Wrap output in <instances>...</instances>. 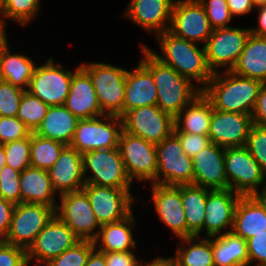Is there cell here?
I'll return each mask as SVG.
<instances>
[{
    "label": "cell",
    "instance_id": "4",
    "mask_svg": "<svg viewBox=\"0 0 266 266\" xmlns=\"http://www.w3.org/2000/svg\"><path fill=\"white\" fill-rule=\"evenodd\" d=\"M80 66L91 78L101 111L122 117L127 70L104 62Z\"/></svg>",
    "mask_w": 266,
    "mask_h": 266
},
{
    "label": "cell",
    "instance_id": "56",
    "mask_svg": "<svg viewBox=\"0 0 266 266\" xmlns=\"http://www.w3.org/2000/svg\"><path fill=\"white\" fill-rule=\"evenodd\" d=\"M261 190L253 193L251 197L261 206V208L266 213V186L264 188H261Z\"/></svg>",
    "mask_w": 266,
    "mask_h": 266
},
{
    "label": "cell",
    "instance_id": "34",
    "mask_svg": "<svg viewBox=\"0 0 266 266\" xmlns=\"http://www.w3.org/2000/svg\"><path fill=\"white\" fill-rule=\"evenodd\" d=\"M214 266H248L246 240L232 232L212 237Z\"/></svg>",
    "mask_w": 266,
    "mask_h": 266
},
{
    "label": "cell",
    "instance_id": "46",
    "mask_svg": "<svg viewBox=\"0 0 266 266\" xmlns=\"http://www.w3.org/2000/svg\"><path fill=\"white\" fill-rule=\"evenodd\" d=\"M173 133L180 140L184 153L191 158L211 144L209 136L206 135L179 132L175 127Z\"/></svg>",
    "mask_w": 266,
    "mask_h": 266
},
{
    "label": "cell",
    "instance_id": "45",
    "mask_svg": "<svg viewBox=\"0 0 266 266\" xmlns=\"http://www.w3.org/2000/svg\"><path fill=\"white\" fill-rule=\"evenodd\" d=\"M31 131L17 117L0 116V144L28 137Z\"/></svg>",
    "mask_w": 266,
    "mask_h": 266
},
{
    "label": "cell",
    "instance_id": "27",
    "mask_svg": "<svg viewBox=\"0 0 266 266\" xmlns=\"http://www.w3.org/2000/svg\"><path fill=\"white\" fill-rule=\"evenodd\" d=\"M21 202L44 204L57 209L58 202L48 170L32 166L20 174Z\"/></svg>",
    "mask_w": 266,
    "mask_h": 266
},
{
    "label": "cell",
    "instance_id": "9",
    "mask_svg": "<svg viewBox=\"0 0 266 266\" xmlns=\"http://www.w3.org/2000/svg\"><path fill=\"white\" fill-rule=\"evenodd\" d=\"M55 215L56 209L44 204H15L10 229L3 241L27 250Z\"/></svg>",
    "mask_w": 266,
    "mask_h": 266
},
{
    "label": "cell",
    "instance_id": "52",
    "mask_svg": "<svg viewBox=\"0 0 266 266\" xmlns=\"http://www.w3.org/2000/svg\"><path fill=\"white\" fill-rule=\"evenodd\" d=\"M232 17L246 15L254 10L252 0H227Z\"/></svg>",
    "mask_w": 266,
    "mask_h": 266
},
{
    "label": "cell",
    "instance_id": "29",
    "mask_svg": "<svg viewBox=\"0 0 266 266\" xmlns=\"http://www.w3.org/2000/svg\"><path fill=\"white\" fill-rule=\"evenodd\" d=\"M213 105L203 94H199L175 117V128L179 132L208 136Z\"/></svg>",
    "mask_w": 266,
    "mask_h": 266
},
{
    "label": "cell",
    "instance_id": "30",
    "mask_svg": "<svg viewBox=\"0 0 266 266\" xmlns=\"http://www.w3.org/2000/svg\"><path fill=\"white\" fill-rule=\"evenodd\" d=\"M78 121L79 119L64 105L50 106L43 121L34 133L69 146Z\"/></svg>",
    "mask_w": 266,
    "mask_h": 266
},
{
    "label": "cell",
    "instance_id": "19",
    "mask_svg": "<svg viewBox=\"0 0 266 266\" xmlns=\"http://www.w3.org/2000/svg\"><path fill=\"white\" fill-rule=\"evenodd\" d=\"M240 197L241 195L230 188L209 191L203 223V233L206 231L205 237H214L231 232L236 205Z\"/></svg>",
    "mask_w": 266,
    "mask_h": 266
},
{
    "label": "cell",
    "instance_id": "58",
    "mask_svg": "<svg viewBox=\"0 0 266 266\" xmlns=\"http://www.w3.org/2000/svg\"><path fill=\"white\" fill-rule=\"evenodd\" d=\"M5 165H6V154H5L4 146L0 144V173Z\"/></svg>",
    "mask_w": 266,
    "mask_h": 266
},
{
    "label": "cell",
    "instance_id": "39",
    "mask_svg": "<svg viewBox=\"0 0 266 266\" xmlns=\"http://www.w3.org/2000/svg\"><path fill=\"white\" fill-rule=\"evenodd\" d=\"M94 249L93 241L80 240L73 247L50 260L45 266H85Z\"/></svg>",
    "mask_w": 266,
    "mask_h": 266
},
{
    "label": "cell",
    "instance_id": "49",
    "mask_svg": "<svg viewBox=\"0 0 266 266\" xmlns=\"http://www.w3.org/2000/svg\"><path fill=\"white\" fill-rule=\"evenodd\" d=\"M106 266H138L134 250L126 252H105Z\"/></svg>",
    "mask_w": 266,
    "mask_h": 266
},
{
    "label": "cell",
    "instance_id": "21",
    "mask_svg": "<svg viewBox=\"0 0 266 266\" xmlns=\"http://www.w3.org/2000/svg\"><path fill=\"white\" fill-rule=\"evenodd\" d=\"M174 1L131 0L122 16L156 36L169 30Z\"/></svg>",
    "mask_w": 266,
    "mask_h": 266
},
{
    "label": "cell",
    "instance_id": "17",
    "mask_svg": "<svg viewBox=\"0 0 266 266\" xmlns=\"http://www.w3.org/2000/svg\"><path fill=\"white\" fill-rule=\"evenodd\" d=\"M169 31L187 41L206 44L213 29L198 0H175Z\"/></svg>",
    "mask_w": 266,
    "mask_h": 266
},
{
    "label": "cell",
    "instance_id": "28",
    "mask_svg": "<svg viewBox=\"0 0 266 266\" xmlns=\"http://www.w3.org/2000/svg\"><path fill=\"white\" fill-rule=\"evenodd\" d=\"M231 71L239 76L266 82V37L250 34Z\"/></svg>",
    "mask_w": 266,
    "mask_h": 266
},
{
    "label": "cell",
    "instance_id": "43",
    "mask_svg": "<svg viewBox=\"0 0 266 266\" xmlns=\"http://www.w3.org/2000/svg\"><path fill=\"white\" fill-rule=\"evenodd\" d=\"M24 91L11 83L0 82V116L16 117Z\"/></svg>",
    "mask_w": 266,
    "mask_h": 266
},
{
    "label": "cell",
    "instance_id": "20",
    "mask_svg": "<svg viewBox=\"0 0 266 266\" xmlns=\"http://www.w3.org/2000/svg\"><path fill=\"white\" fill-rule=\"evenodd\" d=\"M154 209L161 220L179 238L187 237V222L181 200V185L151 184Z\"/></svg>",
    "mask_w": 266,
    "mask_h": 266
},
{
    "label": "cell",
    "instance_id": "3",
    "mask_svg": "<svg viewBox=\"0 0 266 266\" xmlns=\"http://www.w3.org/2000/svg\"><path fill=\"white\" fill-rule=\"evenodd\" d=\"M141 49L144 57L140 62L152 73L156 85V105L162 111L175 117L201 94L202 90L173 68L161 63L145 46H141Z\"/></svg>",
    "mask_w": 266,
    "mask_h": 266
},
{
    "label": "cell",
    "instance_id": "36",
    "mask_svg": "<svg viewBox=\"0 0 266 266\" xmlns=\"http://www.w3.org/2000/svg\"><path fill=\"white\" fill-rule=\"evenodd\" d=\"M65 147L66 145L61 142L31 133L30 165L49 170Z\"/></svg>",
    "mask_w": 266,
    "mask_h": 266
},
{
    "label": "cell",
    "instance_id": "32",
    "mask_svg": "<svg viewBox=\"0 0 266 266\" xmlns=\"http://www.w3.org/2000/svg\"><path fill=\"white\" fill-rule=\"evenodd\" d=\"M9 45L0 52V77L2 81L28 90L36 64L26 54H12Z\"/></svg>",
    "mask_w": 266,
    "mask_h": 266
},
{
    "label": "cell",
    "instance_id": "59",
    "mask_svg": "<svg viewBox=\"0 0 266 266\" xmlns=\"http://www.w3.org/2000/svg\"><path fill=\"white\" fill-rule=\"evenodd\" d=\"M254 8L266 5V0H252Z\"/></svg>",
    "mask_w": 266,
    "mask_h": 266
},
{
    "label": "cell",
    "instance_id": "33",
    "mask_svg": "<svg viewBox=\"0 0 266 266\" xmlns=\"http://www.w3.org/2000/svg\"><path fill=\"white\" fill-rule=\"evenodd\" d=\"M211 189L193 184L181 185V200L187 222V237L201 236L207 194Z\"/></svg>",
    "mask_w": 266,
    "mask_h": 266
},
{
    "label": "cell",
    "instance_id": "31",
    "mask_svg": "<svg viewBox=\"0 0 266 266\" xmlns=\"http://www.w3.org/2000/svg\"><path fill=\"white\" fill-rule=\"evenodd\" d=\"M231 232L245 240L266 233V213L251 196L240 197Z\"/></svg>",
    "mask_w": 266,
    "mask_h": 266
},
{
    "label": "cell",
    "instance_id": "8",
    "mask_svg": "<svg viewBox=\"0 0 266 266\" xmlns=\"http://www.w3.org/2000/svg\"><path fill=\"white\" fill-rule=\"evenodd\" d=\"M122 130V119L116 115L79 119L69 146L81 154L91 150L117 148Z\"/></svg>",
    "mask_w": 266,
    "mask_h": 266
},
{
    "label": "cell",
    "instance_id": "24",
    "mask_svg": "<svg viewBox=\"0 0 266 266\" xmlns=\"http://www.w3.org/2000/svg\"><path fill=\"white\" fill-rule=\"evenodd\" d=\"M64 106L78 119L105 115L99 106L91 78L80 65L72 75L70 91Z\"/></svg>",
    "mask_w": 266,
    "mask_h": 266
},
{
    "label": "cell",
    "instance_id": "47",
    "mask_svg": "<svg viewBox=\"0 0 266 266\" xmlns=\"http://www.w3.org/2000/svg\"><path fill=\"white\" fill-rule=\"evenodd\" d=\"M0 266H28L26 250L0 240Z\"/></svg>",
    "mask_w": 266,
    "mask_h": 266
},
{
    "label": "cell",
    "instance_id": "35",
    "mask_svg": "<svg viewBox=\"0 0 266 266\" xmlns=\"http://www.w3.org/2000/svg\"><path fill=\"white\" fill-rule=\"evenodd\" d=\"M180 240L182 243L180 241L174 255L177 266H214L212 237L191 236ZM184 243L189 247L184 248Z\"/></svg>",
    "mask_w": 266,
    "mask_h": 266
},
{
    "label": "cell",
    "instance_id": "16",
    "mask_svg": "<svg viewBox=\"0 0 266 266\" xmlns=\"http://www.w3.org/2000/svg\"><path fill=\"white\" fill-rule=\"evenodd\" d=\"M79 241L74 232L55 215L26 250L27 263L45 265Z\"/></svg>",
    "mask_w": 266,
    "mask_h": 266
},
{
    "label": "cell",
    "instance_id": "57",
    "mask_svg": "<svg viewBox=\"0 0 266 266\" xmlns=\"http://www.w3.org/2000/svg\"><path fill=\"white\" fill-rule=\"evenodd\" d=\"M6 23L7 21L0 15V52L9 43L6 35Z\"/></svg>",
    "mask_w": 266,
    "mask_h": 266
},
{
    "label": "cell",
    "instance_id": "44",
    "mask_svg": "<svg viewBox=\"0 0 266 266\" xmlns=\"http://www.w3.org/2000/svg\"><path fill=\"white\" fill-rule=\"evenodd\" d=\"M245 147L266 173V127L253 124Z\"/></svg>",
    "mask_w": 266,
    "mask_h": 266
},
{
    "label": "cell",
    "instance_id": "37",
    "mask_svg": "<svg viewBox=\"0 0 266 266\" xmlns=\"http://www.w3.org/2000/svg\"><path fill=\"white\" fill-rule=\"evenodd\" d=\"M49 107V105L45 104L37 96L25 90L20 99L16 117L33 133L43 121Z\"/></svg>",
    "mask_w": 266,
    "mask_h": 266
},
{
    "label": "cell",
    "instance_id": "23",
    "mask_svg": "<svg viewBox=\"0 0 266 266\" xmlns=\"http://www.w3.org/2000/svg\"><path fill=\"white\" fill-rule=\"evenodd\" d=\"M53 188L59 195L82 190L85 186L83 157L75 148L66 146L48 170Z\"/></svg>",
    "mask_w": 266,
    "mask_h": 266
},
{
    "label": "cell",
    "instance_id": "48",
    "mask_svg": "<svg viewBox=\"0 0 266 266\" xmlns=\"http://www.w3.org/2000/svg\"><path fill=\"white\" fill-rule=\"evenodd\" d=\"M246 244L248 252V266L254 265V262H256L255 266L266 265V233H260L252 236L246 240Z\"/></svg>",
    "mask_w": 266,
    "mask_h": 266
},
{
    "label": "cell",
    "instance_id": "1",
    "mask_svg": "<svg viewBox=\"0 0 266 266\" xmlns=\"http://www.w3.org/2000/svg\"><path fill=\"white\" fill-rule=\"evenodd\" d=\"M155 37L160 45L161 54L145 44L141 46H145L164 65L173 68L190 81L198 83L197 86L203 90L213 75L206 62L204 45L199 48L197 43L178 37L169 30Z\"/></svg>",
    "mask_w": 266,
    "mask_h": 266
},
{
    "label": "cell",
    "instance_id": "14",
    "mask_svg": "<svg viewBox=\"0 0 266 266\" xmlns=\"http://www.w3.org/2000/svg\"><path fill=\"white\" fill-rule=\"evenodd\" d=\"M82 190L100 225L123 220L133 212L132 205L138 201L130 189L85 184Z\"/></svg>",
    "mask_w": 266,
    "mask_h": 266
},
{
    "label": "cell",
    "instance_id": "55",
    "mask_svg": "<svg viewBox=\"0 0 266 266\" xmlns=\"http://www.w3.org/2000/svg\"><path fill=\"white\" fill-rule=\"evenodd\" d=\"M138 266H177L174 256L170 258L157 257L153 261L143 264L141 261Z\"/></svg>",
    "mask_w": 266,
    "mask_h": 266
},
{
    "label": "cell",
    "instance_id": "15",
    "mask_svg": "<svg viewBox=\"0 0 266 266\" xmlns=\"http://www.w3.org/2000/svg\"><path fill=\"white\" fill-rule=\"evenodd\" d=\"M59 197L60 202L57 205L56 215L80 240L93 241L97 237L101 225L96 219L86 193L80 190L64 193Z\"/></svg>",
    "mask_w": 266,
    "mask_h": 266
},
{
    "label": "cell",
    "instance_id": "11",
    "mask_svg": "<svg viewBox=\"0 0 266 266\" xmlns=\"http://www.w3.org/2000/svg\"><path fill=\"white\" fill-rule=\"evenodd\" d=\"M118 148L131 182L156 184V145L122 130Z\"/></svg>",
    "mask_w": 266,
    "mask_h": 266
},
{
    "label": "cell",
    "instance_id": "50",
    "mask_svg": "<svg viewBox=\"0 0 266 266\" xmlns=\"http://www.w3.org/2000/svg\"><path fill=\"white\" fill-rule=\"evenodd\" d=\"M253 124L266 127V82H262L252 113Z\"/></svg>",
    "mask_w": 266,
    "mask_h": 266
},
{
    "label": "cell",
    "instance_id": "6",
    "mask_svg": "<svg viewBox=\"0 0 266 266\" xmlns=\"http://www.w3.org/2000/svg\"><path fill=\"white\" fill-rule=\"evenodd\" d=\"M156 184L178 186L193 184V160L184 153L178 137L172 133L156 144Z\"/></svg>",
    "mask_w": 266,
    "mask_h": 266
},
{
    "label": "cell",
    "instance_id": "60",
    "mask_svg": "<svg viewBox=\"0 0 266 266\" xmlns=\"http://www.w3.org/2000/svg\"><path fill=\"white\" fill-rule=\"evenodd\" d=\"M7 0H0V13L3 11Z\"/></svg>",
    "mask_w": 266,
    "mask_h": 266
},
{
    "label": "cell",
    "instance_id": "18",
    "mask_svg": "<svg viewBox=\"0 0 266 266\" xmlns=\"http://www.w3.org/2000/svg\"><path fill=\"white\" fill-rule=\"evenodd\" d=\"M253 125L249 114L219 111L213 108L208 136L220 147L245 146Z\"/></svg>",
    "mask_w": 266,
    "mask_h": 266
},
{
    "label": "cell",
    "instance_id": "54",
    "mask_svg": "<svg viewBox=\"0 0 266 266\" xmlns=\"http://www.w3.org/2000/svg\"><path fill=\"white\" fill-rule=\"evenodd\" d=\"M85 266H106L105 252L94 249L87 259Z\"/></svg>",
    "mask_w": 266,
    "mask_h": 266
},
{
    "label": "cell",
    "instance_id": "41",
    "mask_svg": "<svg viewBox=\"0 0 266 266\" xmlns=\"http://www.w3.org/2000/svg\"><path fill=\"white\" fill-rule=\"evenodd\" d=\"M204 7L212 29L230 27L233 19L227 0H198Z\"/></svg>",
    "mask_w": 266,
    "mask_h": 266
},
{
    "label": "cell",
    "instance_id": "2",
    "mask_svg": "<svg viewBox=\"0 0 266 266\" xmlns=\"http://www.w3.org/2000/svg\"><path fill=\"white\" fill-rule=\"evenodd\" d=\"M221 72L213 73L202 93L216 110L252 115L262 82L232 71Z\"/></svg>",
    "mask_w": 266,
    "mask_h": 266
},
{
    "label": "cell",
    "instance_id": "10",
    "mask_svg": "<svg viewBox=\"0 0 266 266\" xmlns=\"http://www.w3.org/2000/svg\"><path fill=\"white\" fill-rule=\"evenodd\" d=\"M250 34L249 27H226L212 31L204 44L206 62L212 73L220 71L218 69L223 67V71L232 70Z\"/></svg>",
    "mask_w": 266,
    "mask_h": 266
},
{
    "label": "cell",
    "instance_id": "38",
    "mask_svg": "<svg viewBox=\"0 0 266 266\" xmlns=\"http://www.w3.org/2000/svg\"><path fill=\"white\" fill-rule=\"evenodd\" d=\"M41 0H7L0 15L5 20H11L25 26L39 14Z\"/></svg>",
    "mask_w": 266,
    "mask_h": 266
},
{
    "label": "cell",
    "instance_id": "7",
    "mask_svg": "<svg viewBox=\"0 0 266 266\" xmlns=\"http://www.w3.org/2000/svg\"><path fill=\"white\" fill-rule=\"evenodd\" d=\"M224 159L227 188L251 196L266 186V173L245 146L225 148Z\"/></svg>",
    "mask_w": 266,
    "mask_h": 266
},
{
    "label": "cell",
    "instance_id": "22",
    "mask_svg": "<svg viewBox=\"0 0 266 266\" xmlns=\"http://www.w3.org/2000/svg\"><path fill=\"white\" fill-rule=\"evenodd\" d=\"M224 152L225 148L211 143L192 158L193 185L211 190L227 189Z\"/></svg>",
    "mask_w": 266,
    "mask_h": 266
},
{
    "label": "cell",
    "instance_id": "25",
    "mask_svg": "<svg viewBox=\"0 0 266 266\" xmlns=\"http://www.w3.org/2000/svg\"><path fill=\"white\" fill-rule=\"evenodd\" d=\"M157 89L152 73L139 61L126 73L123 115L135 108L156 105Z\"/></svg>",
    "mask_w": 266,
    "mask_h": 266
},
{
    "label": "cell",
    "instance_id": "51",
    "mask_svg": "<svg viewBox=\"0 0 266 266\" xmlns=\"http://www.w3.org/2000/svg\"><path fill=\"white\" fill-rule=\"evenodd\" d=\"M14 206V203L0 196V240H3L9 232Z\"/></svg>",
    "mask_w": 266,
    "mask_h": 266
},
{
    "label": "cell",
    "instance_id": "53",
    "mask_svg": "<svg viewBox=\"0 0 266 266\" xmlns=\"http://www.w3.org/2000/svg\"><path fill=\"white\" fill-rule=\"evenodd\" d=\"M258 12V27L250 28L253 35L266 37V5L256 8Z\"/></svg>",
    "mask_w": 266,
    "mask_h": 266
},
{
    "label": "cell",
    "instance_id": "42",
    "mask_svg": "<svg viewBox=\"0 0 266 266\" xmlns=\"http://www.w3.org/2000/svg\"><path fill=\"white\" fill-rule=\"evenodd\" d=\"M20 174L7 165L0 173V196L14 204L21 203Z\"/></svg>",
    "mask_w": 266,
    "mask_h": 266
},
{
    "label": "cell",
    "instance_id": "12",
    "mask_svg": "<svg viewBox=\"0 0 266 266\" xmlns=\"http://www.w3.org/2000/svg\"><path fill=\"white\" fill-rule=\"evenodd\" d=\"M53 61L49 58L44 64L36 65L27 91L49 106L64 105L74 72Z\"/></svg>",
    "mask_w": 266,
    "mask_h": 266
},
{
    "label": "cell",
    "instance_id": "40",
    "mask_svg": "<svg viewBox=\"0 0 266 266\" xmlns=\"http://www.w3.org/2000/svg\"><path fill=\"white\" fill-rule=\"evenodd\" d=\"M6 154V165L22 172L30 165L31 134L23 139L3 144Z\"/></svg>",
    "mask_w": 266,
    "mask_h": 266
},
{
    "label": "cell",
    "instance_id": "26",
    "mask_svg": "<svg viewBox=\"0 0 266 266\" xmlns=\"http://www.w3.org/2000/svg\"><path fill=\"white\" fill-rule=\"evenodd\" d=\"M134 212L123 220L101 225L97 237L93 240L94 247L100 252H126L137 247L133 237L135 228Z\"/></svg>",
    "mask_w": 266,
    "mask_h": 266
},
{
    "label": "cell",
    "instance_id": "5",
    "mask_svg": "<svg viewBox=\"0 0 266 266\" xmlns=\"http://www.w3.org/2000/svg\"><path fill=\"white\" fill-rule=\"evenodd\" d=\"M82 157L86 184L131 189L132 182L127 175L118 147L91 150L83 153ZM88 172H91L89 176Z\"/></svg>",
    "mask_w": 266,
    "mask_h": 266
},
{
    "label": "cell",
    "instance_id": "13",
    "mask_svg": "<svg viewBox=\"0 0 266 266\" xmlns=\"http://www.w3.org/2000/svg\"><path fill=\"white\" fill-rule=\"evenodd\" d=\"M121 119L123 131L155 145L170 136L175 127L174 117L157 105L132 109Z\"/></svg>",
    "mask_w": 266,
    "mask_h": 266
}]
</instances>
